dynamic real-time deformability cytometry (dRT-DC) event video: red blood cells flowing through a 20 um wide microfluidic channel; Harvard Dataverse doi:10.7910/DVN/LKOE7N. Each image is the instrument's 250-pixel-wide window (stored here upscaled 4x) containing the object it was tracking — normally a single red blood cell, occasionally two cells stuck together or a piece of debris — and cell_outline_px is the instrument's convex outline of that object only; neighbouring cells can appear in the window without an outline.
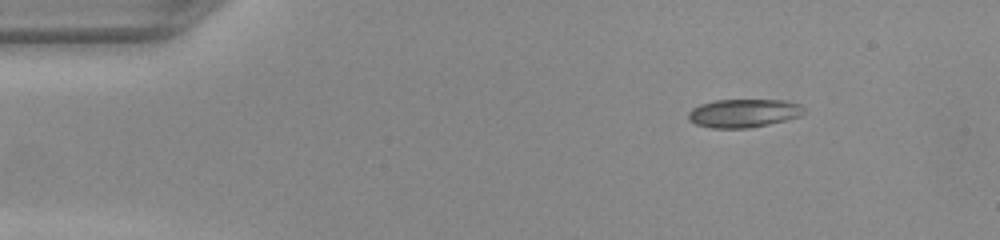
{"species": "common noctule bat (a hibernating species)", "species_latin": "Nyctalus noctula", "temperature_condition": "warm", "stored_images_in_passage": 44, "camera_frame_rate_fps": 3000, "um_per_image_px": 0.085, "animal": {"sex": "female", "body_mass_g": 22.0, "forearm_length_mm": 56.7}, "frame": {"image": 1, "passage_image": 1, "time_ms": 0.0, "image_size_px": [1000, 240], "cell_outline_px": [[808, 112], [800, 116], [768, 124], [748, 128], [712, 128], [696, 124], [688, 120], [688, 112], [692, 108], [700, 104], [716, 100], [784, 100], [800, 104]], "centroid_in_image_um": [63.21, 9.61], "position_along_channel_um": 21.8, "area_um2": 19.19}}
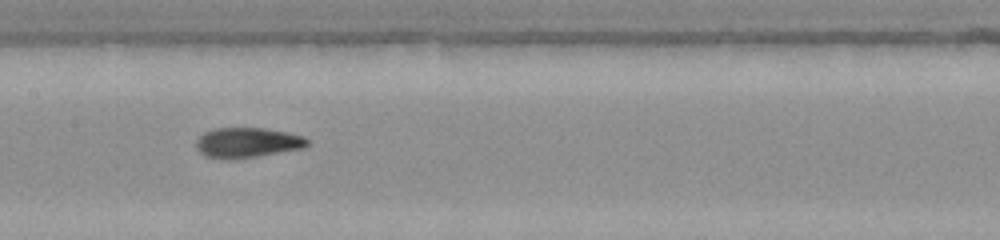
{"frame": {"image": 2, "passage_image": 19, "time_ms": 6.0, "image_size_px": [1000, 240], "cell_outline_px": [[308, 144], [304, 148], [256, 156], [224, 160], [204, 156], [196, 148], [196, 140], [204, 132], [212, 128], [264, 128], [288, 132], [304, 136], [308, 140]], "centroid_in_image_um": [20.99, 12.12], "position_along_channel_um": 186.4, "area_um2": 19.59}}
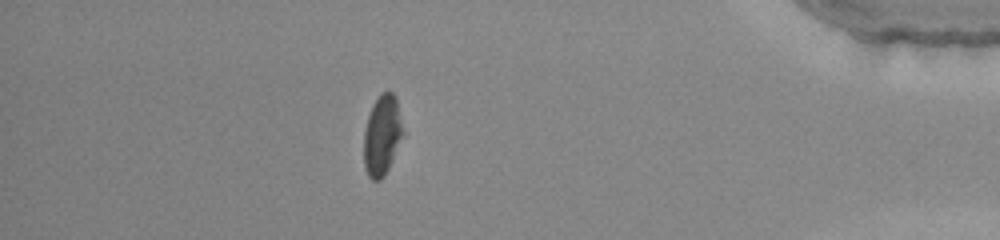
{"frame": {"image": 3, "passage_image": 38, "time_ms": 12.333, "image_size_px": [1000, 240], "cell_outline_px": [[404, 132], [388, 168], [384, 176], [380, 180], [372, 180], [368, 176], [364, 164], [364, 132], [368, 116], [380, 92], [392, 92], [396, 96]], "centroid_in_image_um": [32.48, 11.49], "position_along_channel_um": 402.7, "area_um2": 18.03}}